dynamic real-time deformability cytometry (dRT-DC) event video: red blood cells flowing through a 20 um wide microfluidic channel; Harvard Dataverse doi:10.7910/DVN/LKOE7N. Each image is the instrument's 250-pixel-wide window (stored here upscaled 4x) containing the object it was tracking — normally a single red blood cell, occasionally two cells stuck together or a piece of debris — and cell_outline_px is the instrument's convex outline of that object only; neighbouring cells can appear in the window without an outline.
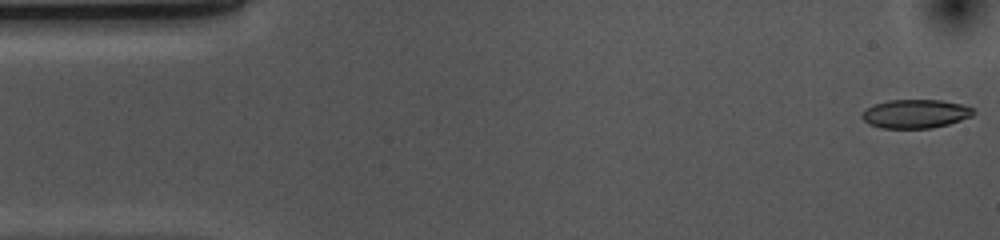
{"species": "common noctule bat (a hibernating species)", "species_latin": "Nyctalus noctula", "temperature_condition": "cold", "stored_images_in_passage": 53, "camera_frame_rate_fps": 3000, "um_per_image_px": 0.085, "animal": {"sex": "female", "body_mass_g": 10.0, "forearm_length_mm": 53.1}, "frame": {"image": 1, "passage_image": 1, "time_ms": 0.0, "image_size_px": [1000, 240], "cell_outline_px": [[976, 112], [972, 116], [948, 124], [932, 128], [880, 128], [868, 124], [860, 116], [868, 108], [876, 104], [888, 100], [940, 100], [964, 104], [972, 108]], "centroid_in_image_um": [77.84, 9.67], "position_along_channel_um": 7.2, "area_um2": 18.61}}
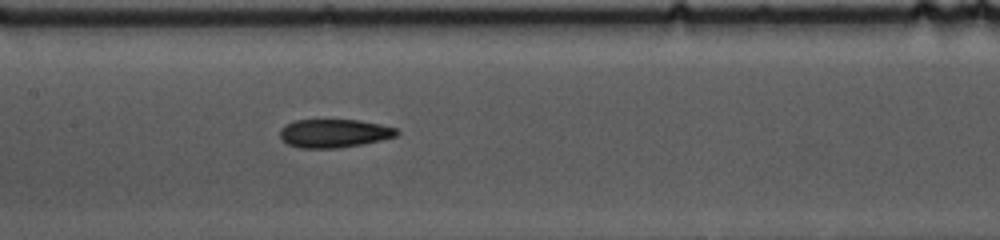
{"frame": {"image": 2, "passage_image": 24, "time_ms": 7.667, "image_size_px": [1000, 240], "cell_outline_px": [[400, 132], [396, 136], [364, 144], [336, 148], [300, 148], [288, 144], [280, 136], [280, 128], [284, 124], [296, 120], [360, 120], [380, 124], [396, 128]], "centroid_in_image_um": [28.39, 11.33], "position_along_channel_um": 179.0, "area_um2": 19.36}}
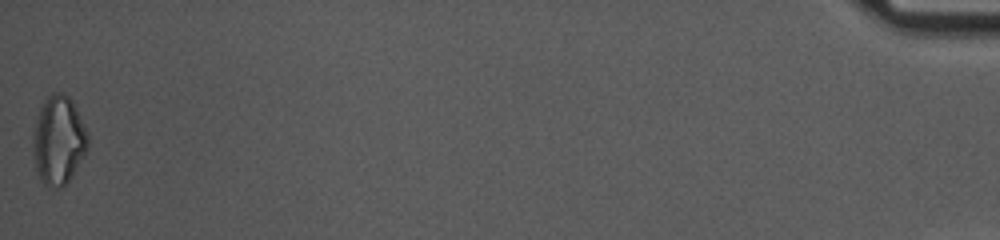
{"frame": {"image": 3, "passage_image": 53, "time_ms": 17.333, "image_size_px": [1000, 240], "cell_outline_px": [[88, 148], [72, 176], [60, 188], [48, 188], [40, 180], [36, 168], [32, 148], [32, 136], [36, 116], [40, 108], [48, 96], [52, 92], [64, 92], [72, 100], [88, 132]], "centroid_in_image_um": [4.96, 11.92], "position_along_channel_um": 430.2, "area_um2": 28.61}, "authors_computed_cell_mechanics": {"area_um2": 19.652, "velocity_mm_per_s": 3.6837, "shape_relaxation_time_tau1_ms": 5.2873, "shape_relaxation_time_tau2_ms": 8.0652, "deformation_change_tau1": 0.1446, "deformation_change_tau2": 0.1944}}